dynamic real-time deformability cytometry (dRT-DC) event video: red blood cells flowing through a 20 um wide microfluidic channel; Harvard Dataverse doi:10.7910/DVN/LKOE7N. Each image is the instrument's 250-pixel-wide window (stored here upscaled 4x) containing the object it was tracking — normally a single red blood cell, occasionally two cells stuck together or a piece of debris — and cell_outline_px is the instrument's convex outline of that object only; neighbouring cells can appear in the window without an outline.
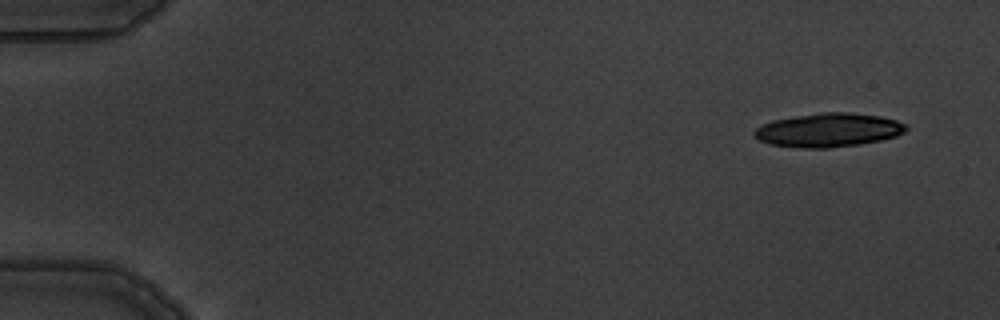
{"species": "common noctule bat (a hibernating species)", "species_latin": "Nyctalus noctula", "temperature_condition": "warm", "stored_images_in_passage": 9, "camera_frame_rate_fps": 3000, "um_per_image_px": 0.085, "animal": {"sex": "male", "body_mass_g": 19.5, "forearm_length_mm": 54.6}, "frame": {"image": 1, "passage_image": 2, "time_ms": 1.0, "image_size_px": [1000, 320], "cell_outline_px": [[908, 128], [904, 132], [896, 136], [880, 140], [860, 144], [828, 148], [804, 148], [768, 144], [760, 140], [752, 132], [756, 128], [772, 120], [820, 112], [848, 112], [880, 116], [896, 120], [904, 124]], "centroid_in_image_um": [70.41, 11.05], "position_along_channel_um": 14.6, "area_um2": 29.77}}
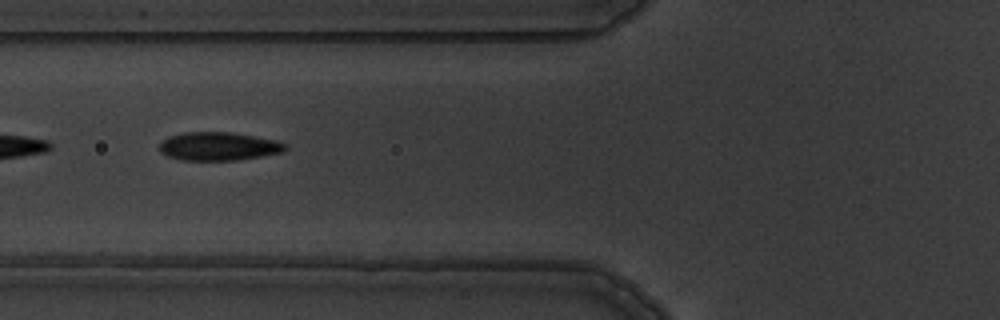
{"frame": {"image": 2, "passage_image": 7, "time_ms": 7.0, "image_size_px": [1000, 320], "cell_outline_px": [[288, 148], [284, 152], [236, 160], [180, 160], [168, 156], [160, 152], [160, 144], [168, 136], [184, 132], [232, 132], [276, 140], [288, 144]], "centroid_in_image_um": [18.6, 12.43], "position_along_channel_um": 107.2, "area_um2": 20.87}}
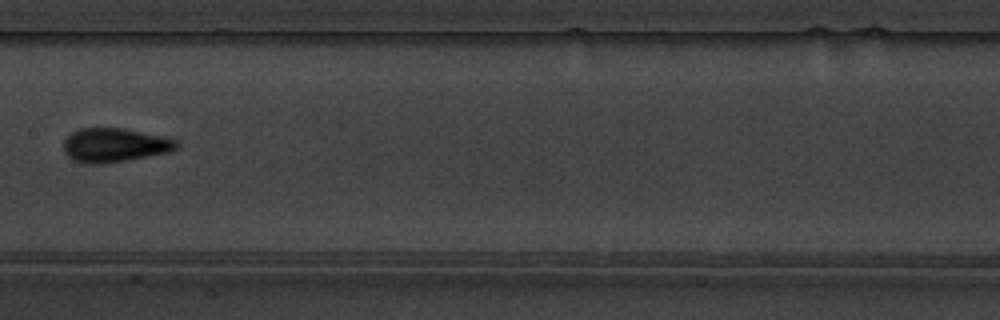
{"frame": {"image": 3, "passage_image": 9, "time_ms": 9.333, "image_size_px": [1000, 320], "cell_outline_px": [[180, 144], [176, 148], [168, 152], [124, 160], [100, 164], [88, 164], [72, 160], [64, 152], [64, 140], [72, 132], [80, 128], [124, 128], [164, 136], [180, 140]], "centroid_in_image_um": [9.75, 12.32], "position_along_channel_um": 197.7, "area_um2": 22.37}}